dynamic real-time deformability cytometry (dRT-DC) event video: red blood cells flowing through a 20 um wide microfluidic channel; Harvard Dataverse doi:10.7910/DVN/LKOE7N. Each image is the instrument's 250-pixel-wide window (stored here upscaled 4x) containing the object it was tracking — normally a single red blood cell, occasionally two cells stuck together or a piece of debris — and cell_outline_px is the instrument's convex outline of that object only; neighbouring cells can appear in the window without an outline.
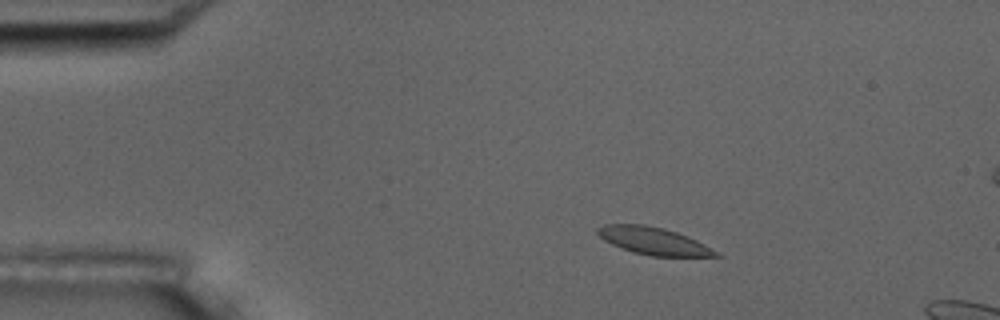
{"species": "common noctule bat (a hibernating species)", "species_latin": "Nyctalus noctula", "temperature_condition": "room temperature", "stored_images_in_passage": 5, "camera_frame_rate_fps": 3000, "um_per_image_px": 0.085, "animal": {"sex": "male", "body_mass_g": 17.5, "forearm_length_mm": 52.3}, "frame": {"image": 1, "passage_image": 3, "time_ms": 2.333, "image_size_px": [1000, 320], "cell_outline_px": [[724, 256], [652, 256], [632, 252], [612, 244], [604, 240], [596, 232], [596, 228], [604, 224], [644, 224], [664, 228], [688, 236], [704, 244]], "centroid_in_image_um": [55.53, 20.47], "position_along_channel_um": 29.5, "area_um2": 18.79}}